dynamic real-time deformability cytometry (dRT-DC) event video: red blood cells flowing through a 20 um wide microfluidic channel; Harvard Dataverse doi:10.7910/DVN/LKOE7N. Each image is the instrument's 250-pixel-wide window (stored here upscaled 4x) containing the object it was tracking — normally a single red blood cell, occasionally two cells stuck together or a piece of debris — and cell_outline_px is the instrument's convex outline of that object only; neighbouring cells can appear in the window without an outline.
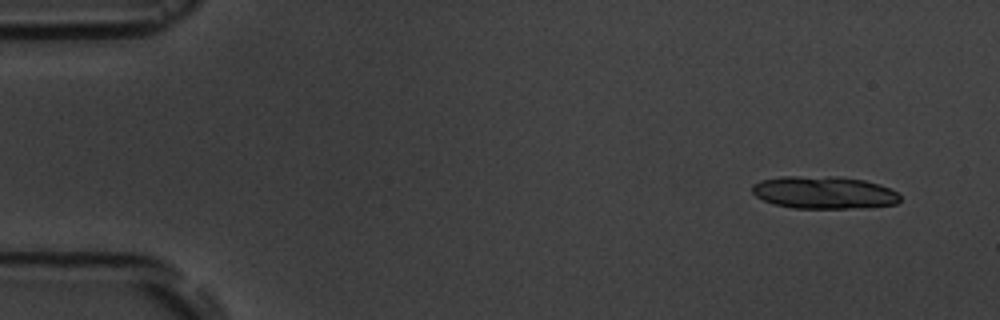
{"species": "common noctule bat (a hibernating species)", "species_latin": "Nyctalus noctula", "temperature_condition": "room temperature", "stored_images_in_passage": 7, "segment_of_instrument_passage": [1, 2], "camera_frame_rate_fps": 3000, "um_per_image_px": 0.085, "animal": {"sex": "male", "body_mass_g": 19.5, "forearm_length_mm": 54.6}, "frame": {"image": 1, "passage_image": 2, "time_ms": 1.0, "image_size_px": [1000, 320], "cell_outline_px": [[900, 200], [896, 204], [868, 208], [792, 208], [772, 204], [756, 196], [752, 192], [752, 184], [760, 180], [780, 176], [840, 176], [864, 180], [880, 184], [892, 188], [900, 196]], "centroid_in_image_um": [70.05, 16.36], "position_along_channel_um": 15.0, "area_um2": 28.55}}